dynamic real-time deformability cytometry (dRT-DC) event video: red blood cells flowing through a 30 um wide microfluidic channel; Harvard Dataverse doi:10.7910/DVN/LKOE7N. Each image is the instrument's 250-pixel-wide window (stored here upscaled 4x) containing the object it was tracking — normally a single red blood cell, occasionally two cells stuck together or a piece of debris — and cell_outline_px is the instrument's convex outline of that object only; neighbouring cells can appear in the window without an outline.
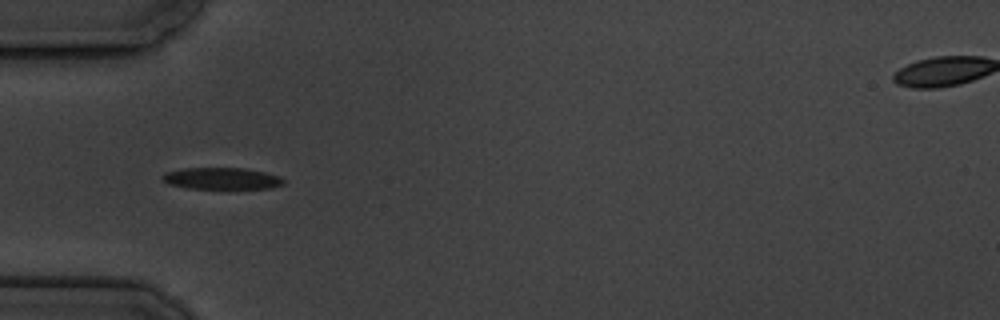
{"species": "common noctule bat (a hibernating species)", "species_latin": "Nyctalus noctula", "temperature_condition": "cold", "stored_images_in_passage": 10, "camera_frame_rate_fps": 3000, "um_per_image_px": 0.085, "animal": {"sex": "male", "body_mass_g": 19.5, "forearm_length_mm": 54.6}, "frame": {"image": 1, "passage_image": 5, "time_ms": 5.333, "image_size_px": [1000, 320], "cell_outline_px": [[284, 184], [272, 188], [236, 192], [220, 192], [188, 188], [168, 184], [160, 176], [164, 172], [184, 168], [244, 168], [264, 172], [280, 176], [284, 180]], "centroid_in_image_um": [18.89, 15.24], "position_along_channel_um": 66.1, "area_um2": 16.7}}
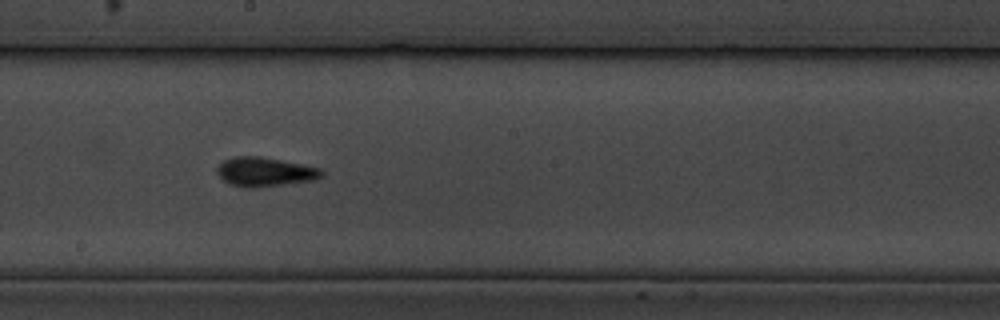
{"frame": {"image": 2, "passage_image": 9, "time_ms": 10.0, "image_size_px": [1000, 320], "cell_outline_px": [[324, 176], [312, 180], [256, 188], [248, 188], [232, 184], [224, 180], [216, 172], [216, 168], [224, 160], [232, 156], [260, 156], [320, 168], [324, 172]], "centroid_in_image_um": [22.5, 14.6], "position_along_channel_um": 225.7, "area_um2": 17.63}}
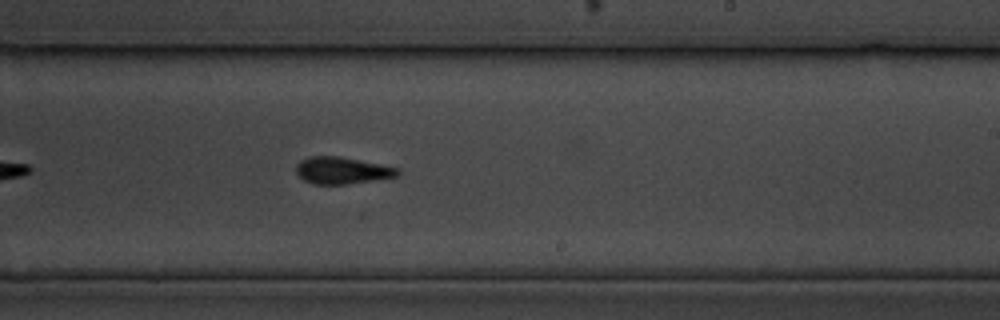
{"frame": {"image": 3, "passage_image": 10, "time_ms": 11.0, "image_size_px": [1000, 320], "cell_outline_px": [[400, 176], [348, 184], [312, 184], [304, 180], [296, 172], [296, 164], [300, 160], [308, 156], [336, 156], [380, 164], [400, 168]], "centroid_in_image_um": [29.08, 14.49], "position_along_channel_um": 259.9, "area_um2": 15.95}}